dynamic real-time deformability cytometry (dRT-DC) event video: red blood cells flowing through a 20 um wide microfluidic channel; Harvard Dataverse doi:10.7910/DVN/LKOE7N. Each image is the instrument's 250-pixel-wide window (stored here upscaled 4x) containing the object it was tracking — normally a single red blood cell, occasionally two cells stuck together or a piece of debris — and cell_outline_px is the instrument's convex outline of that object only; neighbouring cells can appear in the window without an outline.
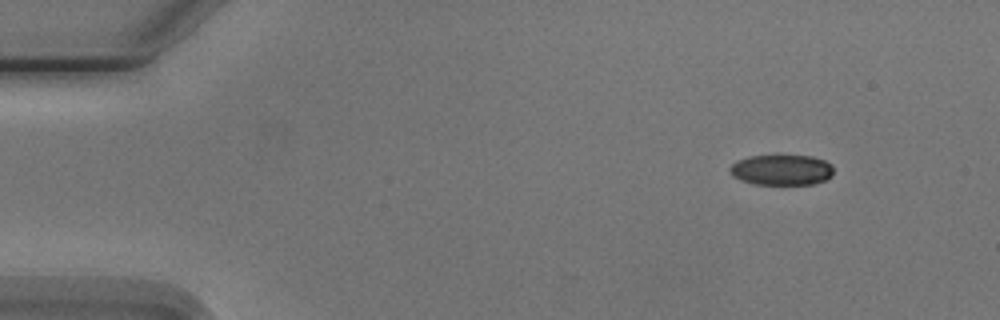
{"species": "Egyptian fruit bat (a non-hibernating species)", "species_latin": "Rousettus aegyptiacus", "temperature_condition": "cold", "stored_images_in_passage": 4, "camera_frame_rate_fps": 3000, "um_per_image_px": 0.085, "animal": {"sex": "male"}, "frame": {"image": 1, "passage_image": 1, "time_ms": 0.0, "image_size_px": [1000, 320], "cell_outline_px": [[832, 176], [816, 184], [756, 184], [740, 180], [732, 176], [728, 172], [728, 168], [736, 160], [748, 156], [776, 152], [812, 156], [824, 160], [832, 164]], "centroid_in_image_um": [66.39, 14.38], "position_along_channel_um": 18.6, "area_um2": 19.48}}
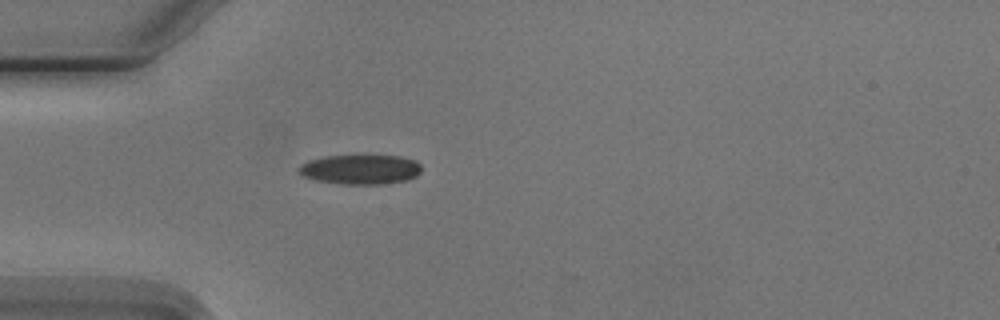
{"frame": {"image": 2, "passage_image": 4, "time_ms": 3.333, "image_size_px": [1000, 320], "cell_outline_px": [[420, 172], [416, 176], [408, 180], [384, 184], [340, 184], [312, 180], [300, 176], [296, 172], [296, 168], [300, 164], [308, 160], [328, 156], [400, 156], [416, 160], [420, 164]], "centroid_in_image_um": [30.57, 14.41], "position_along_channel_um": 54.4, "area_um2": 21.56}}